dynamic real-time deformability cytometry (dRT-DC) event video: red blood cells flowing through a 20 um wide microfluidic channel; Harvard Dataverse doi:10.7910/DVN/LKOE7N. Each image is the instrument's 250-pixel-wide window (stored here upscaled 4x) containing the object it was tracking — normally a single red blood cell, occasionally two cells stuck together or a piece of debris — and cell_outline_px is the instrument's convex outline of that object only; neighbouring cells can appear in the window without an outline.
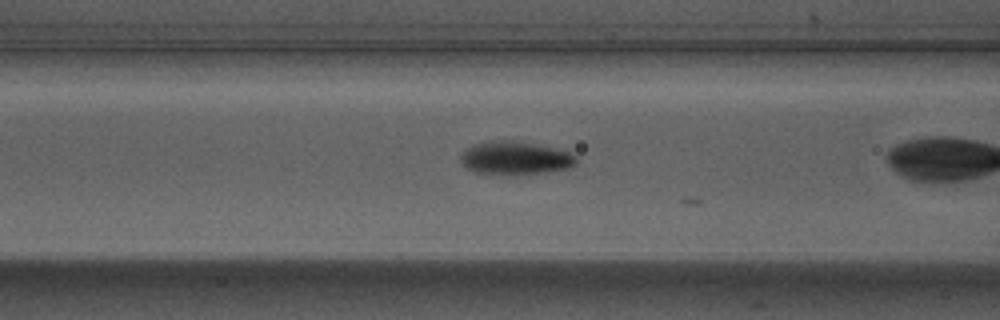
{"species": "Egyptian fruit bat (a non-hibernating species)", "species_latin": "Rousettus aegyptiacus", "temperature_condition": "warm", "stored_images_in_passage": 10, "camera_frame_rate_fps": 3000, "um_per_image_px": 0.085, "animal": {"sex": "male"}, "frame": {"image": 1, "passage_image": 9, "time_ms": 2.667, "image_size_px": [1000, 320], "cell_outline_px": [[576, 164], [568, 168], [512, 176], [484, 176], [468, 168], [460, 160], [460, 156], [464, 148], [472, 144], [488, 140], [512, 140], [532, 144], [568, 152], [576, 156]], "centroid_in_image_um": [43.67, 13.46], "position_along_channel_um": 122.9, "area_um2": 22.72}}